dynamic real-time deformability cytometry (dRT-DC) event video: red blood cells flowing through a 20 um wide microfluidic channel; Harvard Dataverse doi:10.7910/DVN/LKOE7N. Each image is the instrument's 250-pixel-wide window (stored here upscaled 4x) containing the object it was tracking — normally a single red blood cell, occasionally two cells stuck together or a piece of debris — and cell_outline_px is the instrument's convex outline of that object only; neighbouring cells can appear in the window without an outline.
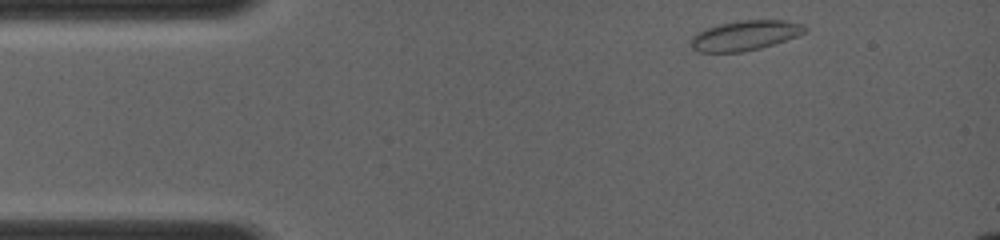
{"species": "common noctule bat (a hibernating species)", "species_latin": "Nyctalus noctula", "temperature_condition": "room temperature", "stored_images_in_passage": 31, "camera_frame_rate_fps": 4000, "um_per_image_px": 0.085, "animal": {"sex": "female", "body_mass_g": 19.0, "forearm_length_mm": 56.7}, "frame": {"image": 1, "passage_image": 1, "time_ms": 0.0, "image_size_px": [1000, 240], "cell_outline_px": [[808, 28], [800, 36], [760, 48], [740, 52], [696, 52], [692, 48], [688, 40], [696, 32], [704, 28], [720, 24], [740, 20], [784, 20], [804, 24]], "centroid_in_image_um": [63.3, 3.01], "position_along_channel_um": 21.7, "area_um2": 20.17}}
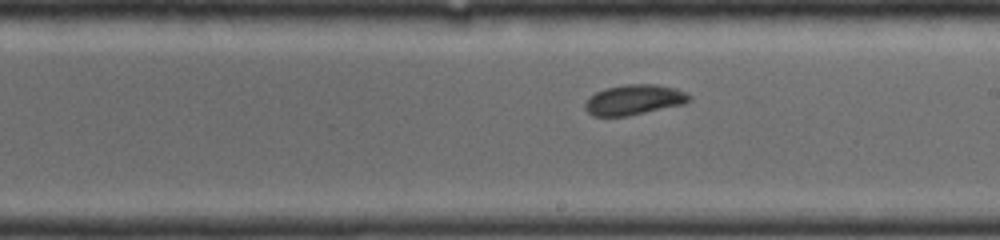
{"frame": {"image": 2, "passage_image": 18, "time_ms": 6.25, "image_size_px": [1000, 240], "cell_outline_px": [[692, 100], [684, 104], [624, 116], [592, 116], [584, 108], [584, 104], [588, 96], [604, 88], [624, 84], [656, 84], [676, 88], [692, 96]], "centroid_in_image_um": [53.87, 8.46], "position_along_channel_um": 235.1, "area_um2": 18.44}}
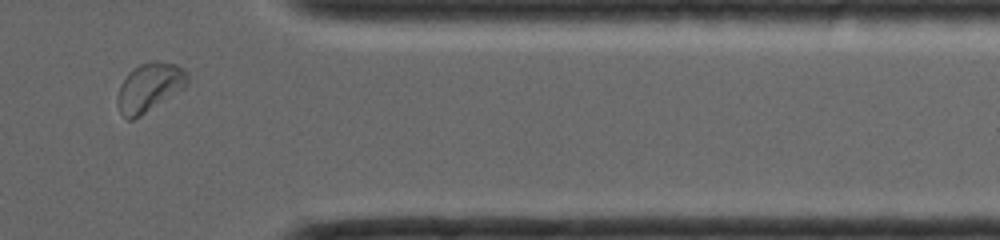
{"frame": {"image": 3, "passage_image": 28, "time_ms": 10.0, "image_size_px": [1000, 240], "cell_outline_px": [[188, 84], [184, 88], [140, 116], [132, 120], [128, 120], [120, 112], [116, 100], [120, 84], [128, 72], [140, 64], [152, 60], [156, 60], [176, 64], [184, 68], [188, 72]], "centroid_in_image_um": [12.71, 7.4], "position_along_channel_um": 398.7, "area_um2": 20.0}}